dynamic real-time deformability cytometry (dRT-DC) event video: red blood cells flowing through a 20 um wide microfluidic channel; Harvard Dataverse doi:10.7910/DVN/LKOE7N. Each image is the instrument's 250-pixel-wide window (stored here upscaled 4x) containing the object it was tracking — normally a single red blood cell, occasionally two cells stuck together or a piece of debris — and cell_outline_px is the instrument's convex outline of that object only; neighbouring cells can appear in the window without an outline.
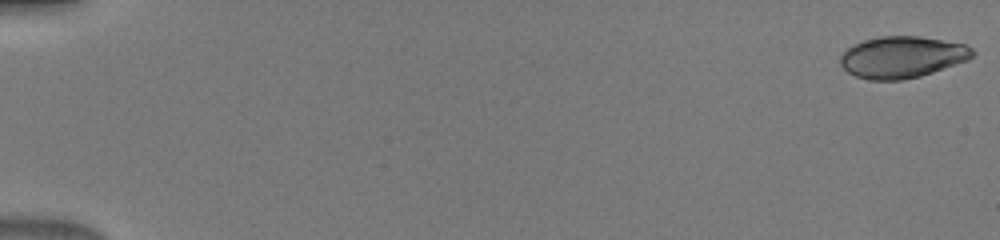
{"species": "human", "species_latin": "Homo sapiens", "temperature_condition": "warm", "stored_images_in_passage": 50, "camera_frame_rate_fps": 3000, "um_per_image_px": 0.085, "donor": {"sex": "male"}, "frame": {"image": 1, "passage_image": 1, "time_ms": 0.0, "image_size_px": [1000, 240], "cell_outline_px": [[976, 52], [968, 60], [920, 76], [900, 80], [868, 80], [856, 76], [848, 72], [840, 64], [840, 56], [848, 48], [864, 40], [880, 36], [920, 36], [964, 44], [972, 48]], "centroid_in_image_um": [76.68, 4.85], "position_along_channel_um": 8.3, "area_um2": 31.85}}
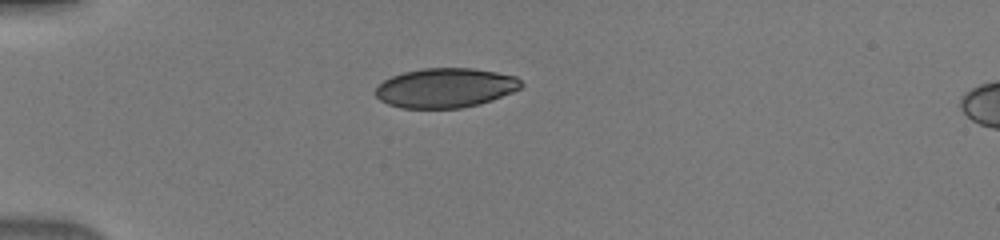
{"frame": {"image": 2, "passage_image": 15, "time_ms": 4.667, "image_size_px": [1000, 240], "cell_outline_px": [[524, 84], [520, 88], [512, 92], [492, 100], [480, 104], [460, 108], [400, 108], [388, 104], [380, 100], [376, 96], [376, 88], [384, 80], [392, 76], [404, 72], [424, 68], [472, 68], [496, 72], [516, 76]], "centroid_in_image_um": [37.87, 7.47], "position_along_channel_um": 47.1, "area_um2": 33.52}}
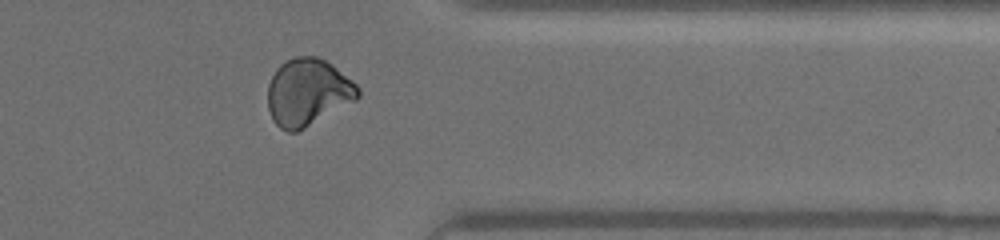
{"frame": {"image": 3, "passage_image": 42, "time_ms": 13.667, "image_size_px": [1000, 240], "cell_outline_px": [[360, 96], [356, 100], [304, 128], [296, 132], [288, 132], [280, 128], [272, 120], [268, 108], [268, 84], [276, 68], [280, 64], [292, 56], [316, 56], [332, 64], [352, 80], [360, 88]], "centroid_in_image_um": [26.15, 7.83], "position_along_channel_um": 385.2, "area_um2": 35.37}}